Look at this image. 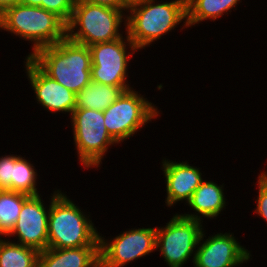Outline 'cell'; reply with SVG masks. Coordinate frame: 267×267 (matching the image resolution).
<instances>
[{"instance_id":"19","label":"cell","mask_w":267,"mask_h":267,"mask_svg":"<svg viewBox=\"0 0 267 267\" xmlns=\"http://www.w3.org/2000/svg\"><path fill=\"white\" fill-rule=\"evenodd\" d=\"M40 252L16 242L0 241V267H38Z\"/></svg>"},{"instance_id":"17","label":"cell","mask_w":267,"mask_h":267,"mask_svg":"<svg viewBox=\"0 0 267 267\" xmlns=\"http://www.w3.org/2000/svg\"><path fill=\"white\" fill-rule=\"evenodd\" d=\"M130 86H109L91 81L76 94L75 109L105 111Z\"/></svg>"},{"instance_id":"24","label":"cell","mask_w":267,"mask_h":267,"mask_svg":"<svg viewBox=\"0 0 267 267\" xmlns=\"http://www.w3.org/2000/svg\"><path fill=\"white\" fill-rule=\"evenodd\" d=\"M257 182L259 189L256 199L257 205L254 211L267 222V171L261 172Z\"/></svg>"},{"instance_id":"3","label":"cell","mask_w":267,"mask_h":267,"mask_svg":"<svg viewBox=\"0 0 267 267\" xmlns=\"http://www.w3.org/2000/svg\"><path fill=\"white\" fill-rule=\"evenodd\" d=\"M80 208L61 190H55L48 215V248L99 246V232Z\"/></svg>"},{"instance_id":"18","label":"cell","mask_w":267,"mask_h":267,"mask_svg":"<svg viewBox=\"0 0 267 267\" xmlns=\"http://www.w3.org/2000/svg\"><path fill=\"white\" fill-rule=\"evenodd\" d=\"M240 0H186L187 27L204 20L215 21L224 13L231 12Z\"/></svg>"},{"instance_id":"28","label":"cell","mask_w":267,"mask_h":267,"mask_svg":"<svg viewBox=\"0 0 267 267\" xmlns=\"http://www.w3.org/2000/svg\"><path fill=\"white\" fill-rule=\"evenodd\" d=\"M122 4L128 9L133 5L139 4L144 0H120Z\"/></svg>"},{"instance_id":"9","label":"cell","mask_w":267,"mask_h":267,"mask_svg":"<svg viewBox=\"0 0 267 267\" xmlns=\"http://www.w3.org/2000/svg\"><path fill=\"white\" fill-rule=\"evenodd\" d=\"M125 37L89 46L93 82L109 86H130L127 81V67L132 54L138 49L128 35ZM128 48L133 52H128Z\"/></svg>"},{"instance_id":"16","label":"cell","mask_w":267,"mask_h":267,"mask_svg":"<svg viewBox=\"0 0 267 267\" xmlns=\"http://www.w3.org/2000/svg\"><path fill=\"white\" fill-rule=\"evenodd\" d=\"M223 188L224 184L218 186L213 181L204 180L194 191L187 204L195 213L181 215L198 221H202L203 217L211 220L217 217L227 206Z\"/></svg>"},{"instance_id":"22","label":"cell","mask_w":267,"mask_h":267,"mask_svg":"<svg viewBox=\"0 0 267 267\" xmlns=\"http://www.w3.org/2000/svg\"><path fill=\"white\" fill-rule=\"evenodd\" d=\"M76 0H42L41 8L56 14L66 24L69 22Z\"/></svg>"},{"instance_id":"25","label":"cell","mask_w":267,"mask_h":267,"mask_svg":"<svg viewBox=\"0 0 267 267\" xmlns=\"http://www.w3.org/2000/svg\"><path fill=\"white\" fill-rule=\"evenodd\" d=\"M76 2L95 4L122 11H127V8L122 4L120 0H76Z\"/></svg>"},{"instance_id":"27","label":"cell","mask_w":267,"mask_h":267,"mask_svg":"<svg viewBox=\"0 0 267 267\" xmlns=\"http://www.w3.org/2000/svg\"><path fill=\"white\" fill-rule=\"evenodd\" d=\"M42 0H18V4L41 7Z\"/></svg>"},{"instance_id":"21","label":"cell","mask_w":267,"mask_h":267,"mask_svg":"<svg viewBox=\"0 0 267 267\" xmlns=\"http://www.w3.org/2000/svg\"><path fill=\"white\" fill-rule=\"evenodd\" d=\"M33 164L20 155H14V180L12 181V191L28 196L40 195L37 185V171Z\"/></svg>"},{"instance_id":"4","label":"cell","mask_w":267,"mask_h":267,"mask_svg":"<svg viewBox=\"0 0 267 267\" xmlns=\"http://www.w3.org/2000/svg\"><path fill=\"white\" fill-rule=\"evenodd\" d=\"M0 29L33 43L32 52L66 38V23L41 7L15 4L0 14Z\"/></svg>"},{"instance_id":"10","label":"cell","mask_w":267,"mask_h":267,"mask_svg":"<svg viewBox=\"0 0 267 267\" xmlns=\"http://www.w3.org/2000/svg\"><path fill=\"white\" fill-rule=\"evenodd\" d=\"M156 250V227L123 231L112 241L99 236L100 267H124Z\"/></svg>"},{"instance_id":"13","label":"cell","mask_w":267,"mask_h":267,"mask_svg":"<svg viewBox=\"0 0 267 267\" xmlns=\"http://www.w3.org/2000/svg\"><path fill=\"white\" fill-rule=\"evenodd\" d=\"M26 75L36 95L37 103L51 113H70L75 109L76 94L46 75L28 56Z\"/></svg>"},{"instance_id":"11","label":"cell","mask_w":267,"mask_h":267,"mask_svg":"<svg viewBox=\"0 0 267 267\" xmlns=\"http://www.w3.org/2000/svg\"><path fill=\"white\" fill-rule=\"evenodd\" d=\"M202 231L193 265L194 267H235L249 261L251 252L236 240L232 233H217L203 241ZM202 241V242H201Z\"/></svg>"},{"instance_id":"8","label":"cell","mask_w":267,"mask_h":267,"mask_svg":"<svg viewBox=\"0 0 267 267\" xmlns=\"http://www.w3.org/2000/svg\"><path fill=\"white\" fill-rule=\"evenodd\" d=\"M202 222L177 213L165 227H156V249L169 267H182L191 256L194 262L203 231Z\"/></svg>"},{"instance_id":"12","label":"cell","mask_w":267,"mask_h":267,"mask_svg":"<svg viewBox=\"0 0 267 267\" xmlns=\"http://www.w3.org/2000/svg\"><path fill=\"white\" fill-rule=\"evenodd\" d=\"M40 195L30 196L21 208L19 217L9 237L17 236L16 243L31 247L41 252L48 248V215ZM45 206V207H44Z\"/></svg>"},{"instance_id":"7","label":"cell","mask_w":267,"mask_h":267,"mask_svg":"<svg viewBox=\"0 0 267 267\" xmlns=\"http://www.w3.org/2000/svg\"><path fill=\"white\" fill-rule=\"evenodd\" d=\"M70 119L79 161L86 169L100 167L108 147L118 144L106 130L103 111L74 109Z\"/></svg>"},{"instance_id":"2","label":"cell","mask_w":267,"mask_h":267,"mask_svg":"<svg viewBox=\"0 0 267 267\" xmlns=\"http://www.w3.org/2000/svg\"><path fill=\"white\" fill-rule=\"evenodd\" d=\"M157 0H144L127 9L126 34L138 50L145 49L152 42L179 25L183 20L187 27L186 0H172L159 3Z\"/></svg>"},{"instance_id":"23","label":"cell","mask_w":267,"mask_h":267,"mask_svg":"<svg viewBox=\"0 0 267 267\" xmlns=\"http://www.w3.org/2000/svg\"><path fill=\"white\" fill-rule=\"evenodd\" d=\"M14 180V154L0 156V190H11Z\"/></svg>"},{"instance_id":"26","label":"cell","mask_w":267,"mask_h":267,"mask_svg":"<svg viewBox=\"0 0 267 267\" xmlns=\"http://www.w3.org/2000/svg\"><path fill=\"white\" fill-rule=\"evenodd\" d=\"M15 4H18V0H0V14Z\"/></svg>"},{"instance_id":"14","label":"cell","mask_w":267,"mask_h":267,"mask_svg":"<svg viewBox=\"0 0 267 267\" xmlns=\"http://www.w3.org/2000/svg\"><path fill=\"white\" fill-rule=\"evenodd\" d=\"M162 170L166 184V206H174L179 201L189 202L194 191L204 181L200 169L186 161L174 162L163 159Z\"/></svg>"},{"instance_id":"6","label":"cell","mask_w":267,"mask_h":267,"mask_svg":"<svg viewBox=\"0 0 267 267\" xmlns=\"http://www.w3.org/2000/svg\"><path fill=\"white\" fill-rule=\"evenodd\" d=\"M132 89L124 91L103 111L106 130L118 144L134 136L139 129L160 115L153 103Z\"/></svg>"},{"instance_id":"15","label":"cell","mask_w":267,"mask_h":267,"mask_svg":"<svg viewBox=\"0 0 267 267\" xmlns=\"http://www.w3.org/2000/svg\"><path fill=\"white\" fill-rule=\"evenodd\" d=\"M38 267H100L99 246L47 248L39 254Z\"/></svg>"},{"instance_id":"1","label":"cell","mask_w":267,"mask_h":267,"mask_svg":"<svg viewBox=\"0 0 267 267\" xmlns=\"http://www.w3.org/2000/svg\"><path fill=\"white\" fill-rule=\"evenodd\" d=\"M29 58L46 75L75 94L92 81L89 47L67 37L54 45L38 49Z\"/></svg>"},{"instance_id":"20","label":"cell","mask_w":267,"mask_h":267,"mask_svg":"<svg viewBox=\"0 0 267 267\" xmlns=\"http://www.w3.org/2000/svg\"><path fill=\"white\" fill-rule=\"evenodd\" d=\"M30 196L11 190H0V234L7 237L19 217L23 203Z\"/></svg>"},{"instance_id":"5","label":"cell","mask_w":267,"mask_h":267,"mask_svg":"<svg viewBox=\"0 0 267 267\" xmlns=\"http://www.w3.org/2000/svg\"><path fill=\"white\" fill-rule=\"evenodd\" d=\"M123 12L105 6L76 2L72 16L66 24V37L88 47L119 39L123 37L119 31L122 22L126 29V14Z\"/></svg>"}]
</instances>
